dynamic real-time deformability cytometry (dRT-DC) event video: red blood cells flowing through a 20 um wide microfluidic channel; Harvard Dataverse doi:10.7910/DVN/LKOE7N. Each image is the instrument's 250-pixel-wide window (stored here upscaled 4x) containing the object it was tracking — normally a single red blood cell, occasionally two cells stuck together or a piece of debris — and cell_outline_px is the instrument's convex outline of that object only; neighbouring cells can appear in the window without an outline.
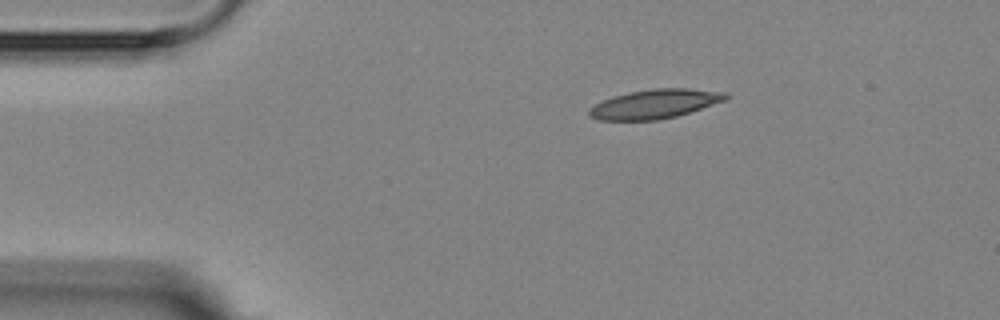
{"species": "Egyptian fruit bat (a non-hibernating species)", "species_latin": "Rousettus aegyptiacus", "temperature_condition": "room temperature", "stored_images_in_passage": 4, "camera_frame_rate_fps": 3000, "um_per_image_px": 0.085, "animal": {"sex": "female"}, "frame": {"image": 1, "passage_image": 4, "time_ms": 4.333, "image_size_px": [1000, 320], "cell_outline_px": [[728, 100], [676, 116], [656, 120], [600, 120], [588, 116], [588, 108], [612, 96], [628, 92], [652, 88], [688, 88], [728, 92]], "centroid_in_image_um": [55.68, 8.82], "position_along_channel_um": 29.3, "area_um2": 23.35}}